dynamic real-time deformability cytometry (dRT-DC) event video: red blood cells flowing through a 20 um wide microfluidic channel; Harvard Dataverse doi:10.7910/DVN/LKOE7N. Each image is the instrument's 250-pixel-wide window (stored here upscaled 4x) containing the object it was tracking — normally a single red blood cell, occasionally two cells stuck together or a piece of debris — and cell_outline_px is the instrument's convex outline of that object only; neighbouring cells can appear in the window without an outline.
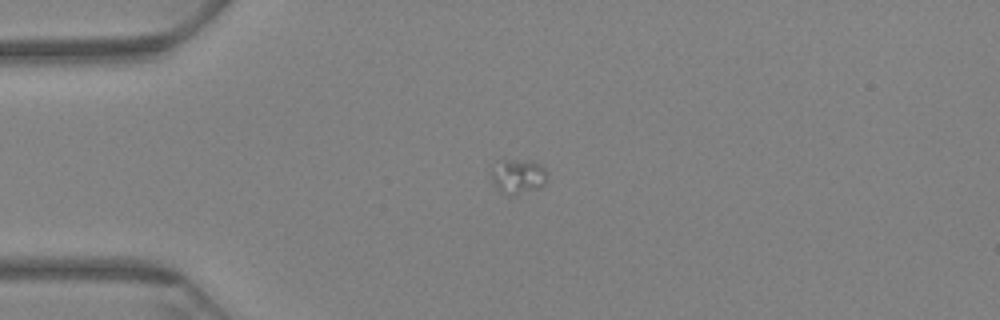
{"species": "Egyptian fruit bat (a non-hibernating species)", "species_latin": "Rousettus aegyptiacus", "temperature_condition": "warm", "stored_images_in_passage": 14, "camera_frame_rate_fps": 3000, "um_per_image_px": 0.085, "animal": {"sex": "female"}, "frame": {"image": 1, "passage_image": 1, "time_ms": 0.0, "image_size_px": [1000, 320], "cell_outline_px": [[548, 176], [544, 184], [540, 188], [516, 196], [508, 196], [500, 192], [496, 188], [492, 180], [492, 172], [504, 160], [508, 160], [536, 164], [544, 168], [548, 172]], "centroid_in_image_um": [44.07, 15.09], "position_along_channel_um": 40.9, "area_um2": 10.92}}